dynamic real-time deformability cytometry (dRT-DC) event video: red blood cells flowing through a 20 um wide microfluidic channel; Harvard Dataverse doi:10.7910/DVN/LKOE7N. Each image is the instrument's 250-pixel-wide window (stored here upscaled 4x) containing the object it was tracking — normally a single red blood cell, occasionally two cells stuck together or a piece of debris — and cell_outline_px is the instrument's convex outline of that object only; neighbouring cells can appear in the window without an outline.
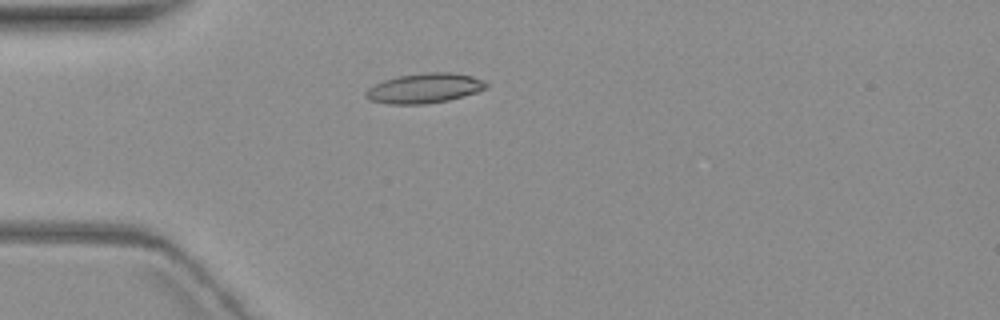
{"species": "common noctule bat (a hibernating species)", "species_latin": "Nyctalus noctula", "temperature_condition": "warm", "stored_images_in_passage": 2, "camera_frame_rate_fps": 3000, "um_per_image_px": 0.085, "animal": {"sex": "female", "body_mass_g": 19.3, "forearm_length_mm": 54.1}, "frame": {"image": 1, "passage_image": 2, "time_ms": 1.333, "image_size_px": [1000, 320], "cell_outline_px": [[488, 88], [476, 92], [448, 100], [424, 104], [388, 104], [368, 100], [364, 96], [364, 92], [368, 88], [384, 80], [396, 76], [428, 72], [452, 72], [472, 76], [484, 80], [488, 84]], "centroid_in_image_um": [36.06, 7.49], "position_along_channel_um": 48.9, "area_um2": 21.04}}